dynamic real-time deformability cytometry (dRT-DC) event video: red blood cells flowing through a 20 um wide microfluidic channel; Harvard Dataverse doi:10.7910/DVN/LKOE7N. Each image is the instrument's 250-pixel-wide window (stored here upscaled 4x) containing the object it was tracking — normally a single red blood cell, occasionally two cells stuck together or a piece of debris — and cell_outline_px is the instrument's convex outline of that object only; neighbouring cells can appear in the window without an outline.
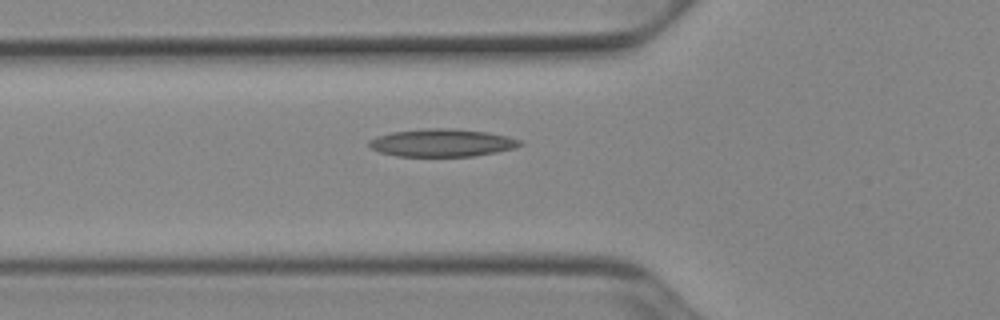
{"species": "Egyptian fruit bat (a non-hibernating species)", "species_latin": "Rousettus aegyptiacus", "temperature_condition": "cold", "stored_images_in_passage": 35, "camera_frame_rate_fps": 3000, "um_per_image_px": 0.085, "animal": {"sex": "female"}, "frame": {"image": 1, "passage_image": 2, "time_ms": 0.333, "image_size_px": [1000, 320], "cell_outline_px": [[524, 144], [516, 148], [496, 152], [472, 156], [396, 156], [380, 152], [372, 148], [368, 144], [368, 140], [376, 136], [392, 132], [428, 128], [448, 128], [488, 132], [508, 136], [520, 140]], "centroid_in_image_um": [37.58, 12.13], "position_along_channel_um": 88.2, "area_um2": 24.39}}
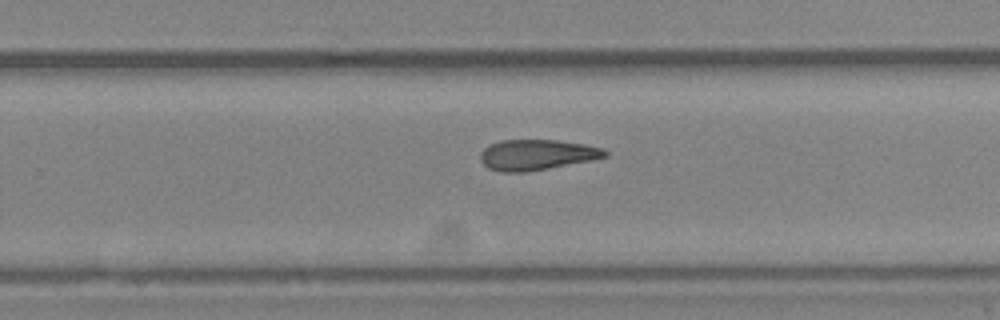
{"frame": {"image": 2, "passage_image": 17, "time_ms": 5.333, "image_size_px": [1000, 320], "cell_outline_px": [[608, 156], [592, 160], [548, 168], [524, 172], [504, 172], [488, 168], [480, 160], [480, 152], [488, 144], [500, 140], [556, 140], [584, 144], [604, 148], [608, 152]], "centroid_in_image_um": [45.62, 13.15], "position_along_channel_um": 284.2, "area_um2": 22.2}}
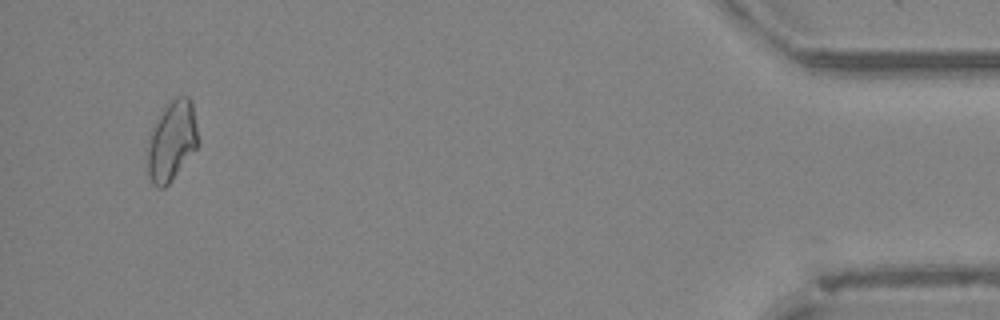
{"frame": {"image": 3, "passage_image": 33, "time_ms": 10.667, "image_size_px": [1000, 320], "cell_outline_px": [[200, 140], [196, 148], [172, 180], [164, 188], [156, 188], [152, 184], [148, 176], [148, 140], [152, 128], [168, 104], [176, 96], [188, 96], [192, 100]], "centroid_in_image_um": [14.63, 11.99], "position_along_channel_um": 420.6, "area_um2": 23.52}}